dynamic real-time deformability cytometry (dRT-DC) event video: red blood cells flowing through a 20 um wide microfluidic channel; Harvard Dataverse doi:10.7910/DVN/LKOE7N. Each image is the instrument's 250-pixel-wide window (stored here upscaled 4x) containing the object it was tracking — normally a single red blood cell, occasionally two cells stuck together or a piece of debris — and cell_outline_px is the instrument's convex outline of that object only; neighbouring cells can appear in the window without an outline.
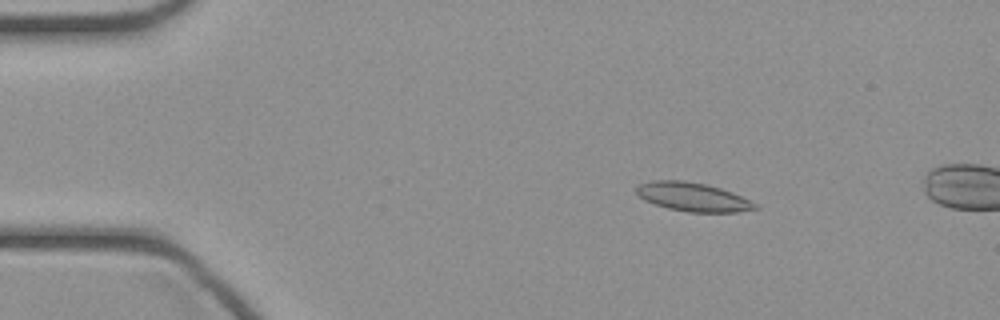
{"species": "common noctule bat (a hibernating species)", "species_latin": "Nyctalus noctula", "temperature_condition": "cold", "stored_images_in_passage": 13, "camera_frame_rate_fps": 3000, "um_per_image_px": 0.085, "animal": {"sex": "female", "body_mass_g": 21.9}, "frame": {"image": 1, "passage_image": 8, "time_ms": 2.333, "image_size_px": [1000, 320], "cell_outline_px": [[760, 208], [736, 212], [688, 212], [668, 208], [644, 200], [636, 192], [636, 188], [640, 184], [652, 180], [684, 180], [704, 184], [720, 188], [732, 192], [756, 204]], "centroid_in_image_um": [58.88, 16.74], "position_along_channel_um": 26.1, "area_um2": 19.65}}